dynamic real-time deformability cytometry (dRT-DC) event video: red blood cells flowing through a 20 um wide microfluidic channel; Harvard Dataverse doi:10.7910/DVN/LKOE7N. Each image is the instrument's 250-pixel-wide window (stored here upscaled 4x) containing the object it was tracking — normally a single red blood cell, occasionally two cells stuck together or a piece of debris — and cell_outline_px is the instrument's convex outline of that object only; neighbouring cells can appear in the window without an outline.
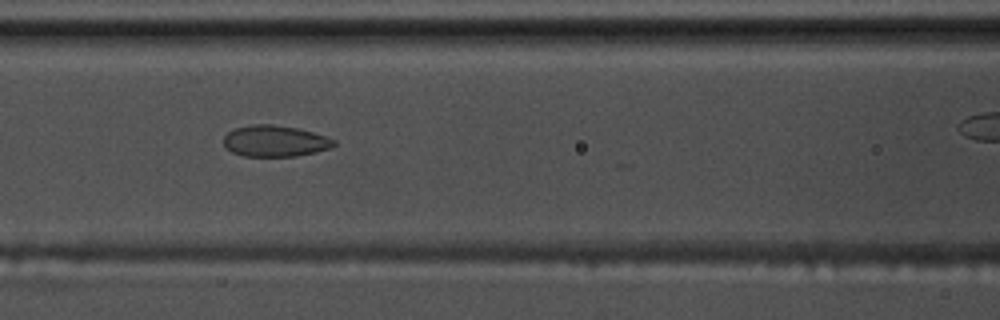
{"species": "common noctule bat (a hibernating species)", "species_latin": "Nyctalus noctula", "temperature_condition": "warm", "stored_images_in_passage": 41, "camera_frame_rate_fps": 3000, "um_per_image_px": 0.085, "animal": {"sex": "male", "body_mass_g": 17.5, "forearm_length_mm": 52.3}, "frame": {"image": 1, "passage_image": 20, "time_ms": 6.333, "image_size_px": [1000, 320], "cell_outline_px": [[336, 144], [332, 148], [316, 152], [296, 156], [244, 156], [232, 152], [224, 144], [224, 136], [228, 132], [236, 128], [252, 124], [272, 124], [296, 128], [312, 132], [336, 140]], "centroid_in_image_um": [23.39, 11.99], "position_along_channel_um": 143.2, "area_um2": 20.0}}
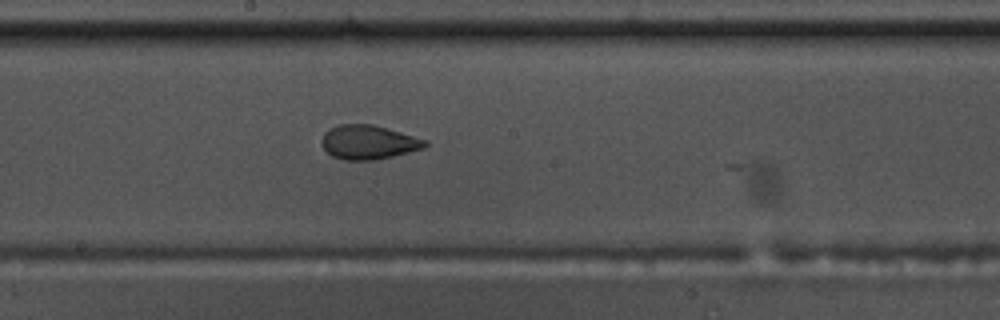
{"frame": {"image": 2, "passage_image": 26, "time_ms": 8.333, "image_size_px": [1000, 320], "cell_outline_px": [[428, 144], [424, 148], [392, 156], [372, 160], [344, 160], [332, 156], [320, 144], [320, 140], [324, 132], [328, 128], [340, 124], [372, 124], [400, 132], [424, 140]], "centroid_in_image_um": [31.24, 12.08], "position_along_channel_um": 217.0, "area_um2": 20.4}}
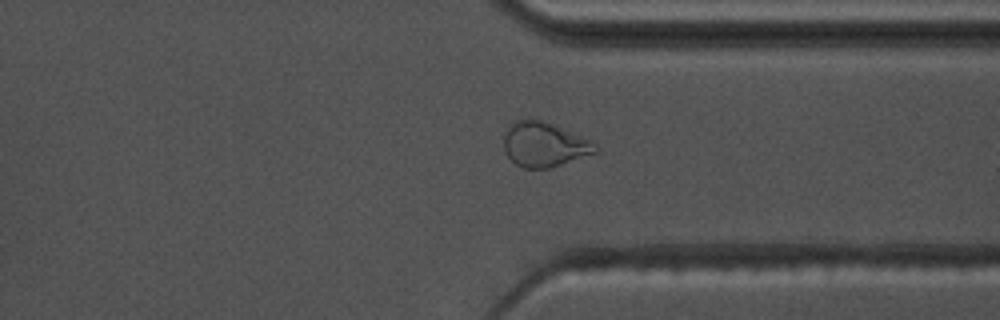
{"frame": {"image": 3, "passage_image": 38, "time_ms": 12.333, "image_size_px": [1000, 320], "cell_outline_px": [[600, 152], [548, 168], [524, 168], [516, 164], [508, 156], [504, 148], [504, 136], [508, 124], [516, 120], [540, 120], [592, 140], [600, 148]], "centroid_in_image_um": [46.29, 12.29], "position_along_channel_um": 365.1, "area_um2": 23.7}}